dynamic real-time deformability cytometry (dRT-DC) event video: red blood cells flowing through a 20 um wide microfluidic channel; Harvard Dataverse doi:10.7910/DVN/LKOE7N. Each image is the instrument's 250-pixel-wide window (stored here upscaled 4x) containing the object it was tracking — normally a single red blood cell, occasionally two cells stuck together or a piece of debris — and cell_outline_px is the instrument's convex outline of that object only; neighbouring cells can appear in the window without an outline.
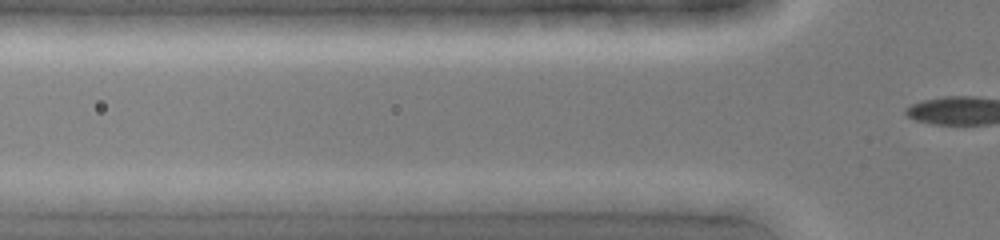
{"species": "common noctule bat (a hibernating species)", "species_latin": "Nyctalus noctula", "temperature_condition": "cold", "stored_images_in_passage": 5, "segment_of_instrument_passage": [1, 2], "camera_frame_rate_fps": 3000, "um_per_image_px": 0.085, "animal": {"sex": "female", "body_mass_g": 19.0, "forearm_length_mm": 51.5}, "frame": {"image": 1, "passage_image": 3, "time_ms": 0.667, "image_size_px": [1000, 240], "cell_outline_px": [[608, 200], [604, 212], [560, 212], [484, 200], [496, 192], [600, 192]], "centroid_in_image_um": [47.12, 17.07], "position_along_channel_um": 78.7, "area_um2": 13.87}}